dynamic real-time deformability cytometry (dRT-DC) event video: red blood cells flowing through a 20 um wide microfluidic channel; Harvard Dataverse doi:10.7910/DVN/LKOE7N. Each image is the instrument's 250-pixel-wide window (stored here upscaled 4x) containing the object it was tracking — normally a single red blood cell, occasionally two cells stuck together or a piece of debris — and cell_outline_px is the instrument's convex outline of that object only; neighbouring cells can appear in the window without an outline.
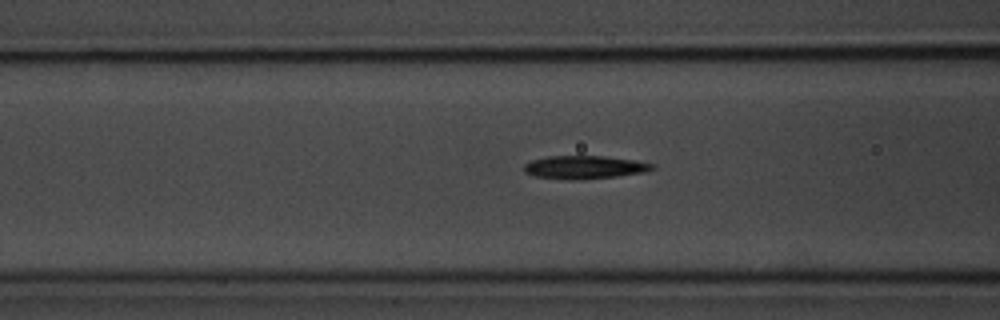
{"species": "common noctule bat (a hibernating species)", "species_latin": "Nyctalus noctula", "temperature_condition": "room temperature", "stored_images_in_passage": 43, "camera_frame_rate_fps": 3000, "um_per_image_px": 0.085, "animal": {"sex": "male", "body_mass_g": 20.1, "forearm_length_mm": 53.5}, "frame": {"image": 1, "passage_image": 10, "time_ms": 3.0, "image_size_px": [1000, 320], "cell_outline_px": [[656, 168], [648, 172], [616, 176], [572, 180], [536, 176], [524, 172], [524, 164], [532, 160], [548, 156], [604, 156], [636, 160], [656, 164]], "centroid_in_image_um": [49.75, 14.21], "position_along_channel_um": 116.9, "area_um2": 17.34}}
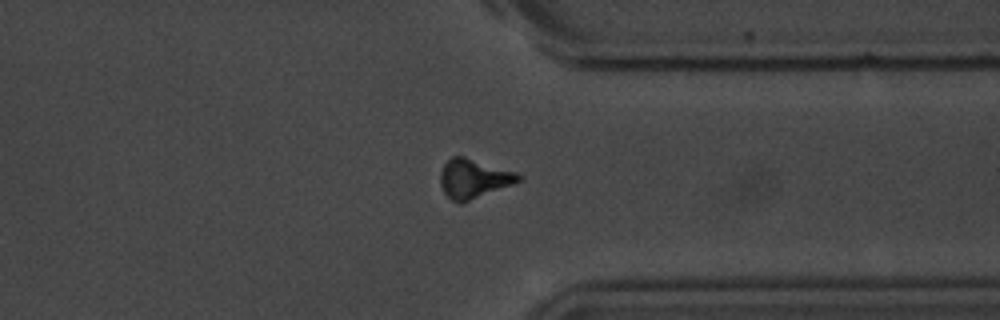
{"frame": {"image": 2, "passage_image": 31, "time_ms": 10.0, "image_size_px": [1000, 320], "cell_outline_px": [[524, 176], [520, 180], [512, 184], [460, 204], [452, 200], [444, 192], [440, 184], [440, 172], [444, 164], [452, 156], [464, 156], [520, 172]], "centroid_in_image_um": [40.29, 15.16], "position_along_channel_um": 371.1, "area_um2": 17.98}}
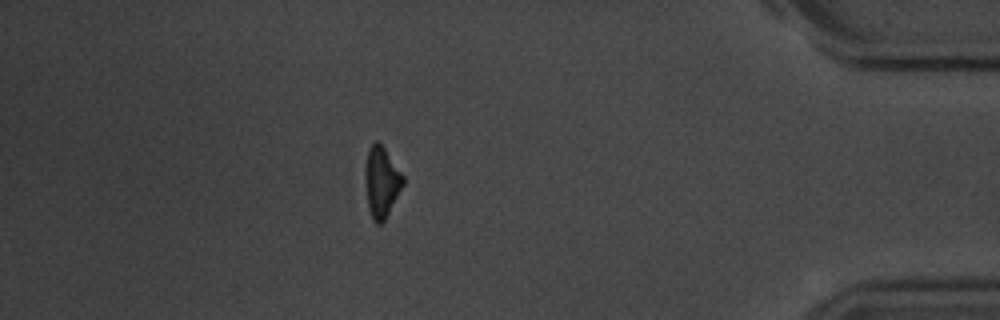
{"frame": {"image": 3, "passage_image": 37, "time_ms": 12.0, "image_size_px": [1000, 320], "cell_outline_px": [[404, 184], [384, 220], [380, 224], [376, 224], [372, 220], [368, 208], [364, 176], [364, 168], [368, 148], [376, 140], [384, 148], [404, 176]], "centroid_in_image_um": [32.4, 15.47], "position_along_channel_um": 402.8, "area_um2": 15.61}}